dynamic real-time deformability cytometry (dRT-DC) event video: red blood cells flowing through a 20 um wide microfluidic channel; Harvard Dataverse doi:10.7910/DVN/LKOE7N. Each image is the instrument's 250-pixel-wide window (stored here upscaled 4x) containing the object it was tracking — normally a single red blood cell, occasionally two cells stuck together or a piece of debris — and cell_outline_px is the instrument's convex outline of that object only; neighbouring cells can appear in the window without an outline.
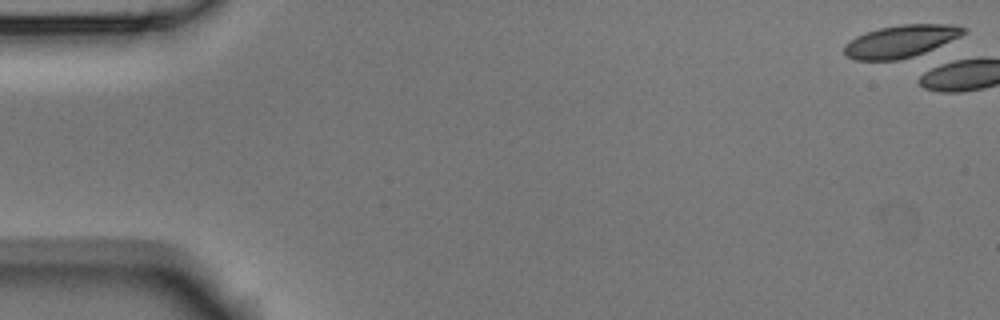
{"species": "Egyptian fruit bat (a non-hibernating species)", "species_latin": "Rousettus aegyptiacus", "temperature_condition": "room temperature", "stored_images_in_passage": 6, "camera_frame_rate_fps": 3000, "um_per_image_px": 0.085, "animal": {"sex": "male"}, "frame": {"image": 1, "passage_image": 1, "time_ms": 0.0, "image_size_px": [1000, 320], "cell_outline_px": [[968, 32], [960, 36], [924, 52], [900, 60], [856, 60], [848, 56], [844, 52], [844, 44], [856, 36], [880, 28], [900, 24], [956, 24], [968, 28]], "centroid_in_image_um": [76.59, 3.49], "position_along_channel_um": 8.4, "area_um2": 22.37}}
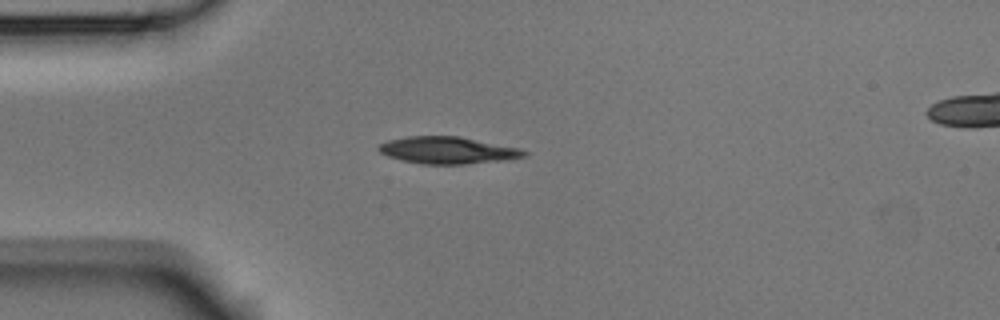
{"frame": {"image": 2, "passage_image": 5, "time_ms": 1.333, "image_size_px": [1000, 320], "cell_outline_px": [[528, 156], [508, 160], [464, 164], [420, 164], [400, 160], [388, 156], [380, 152], [376, 148], [380, 144], [388, 140], [408, 136], [460, 136], [520, 148], [528, 152]], "centroid_in_image_um": [38.08, 12.78], "position_along_channel_um": 46.9, "area_um2": 23.12}}